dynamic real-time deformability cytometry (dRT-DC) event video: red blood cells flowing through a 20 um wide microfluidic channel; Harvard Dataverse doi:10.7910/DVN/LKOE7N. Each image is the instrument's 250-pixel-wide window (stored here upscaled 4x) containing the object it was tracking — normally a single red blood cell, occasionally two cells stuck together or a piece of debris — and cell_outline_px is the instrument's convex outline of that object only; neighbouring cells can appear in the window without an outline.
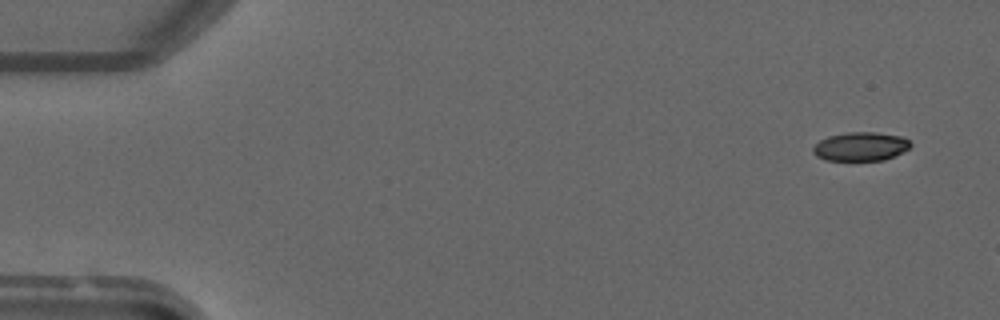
{"species": "common noctule bat (a hibernating species)", "species_latin": "Nyctalus noctula", "temperature_condition": "warm", "stored_images_in_passage": 3, "camera_frame_rate_fps": 3000, "um_per_image_px": 0.085, "animal": {"sex": "male", "forearm_length_mm": 52.5}, "frame": {"image": 1, "passage_image": 1, "time_ms": 0.0, "image_size_px": [1000, 320], "cell_outline_px": [[912, 144], [908, 148], [884, 160], [828, 160], [816, 156], [812, 152], [812, 148], [820, 140], [828, 136], [848, 132], [876, 132], [904, 136]], "centroid_in_image_um": [73.14, 12.44], "position_along_channel_um": 11.9, "area_um2": 16.24}}